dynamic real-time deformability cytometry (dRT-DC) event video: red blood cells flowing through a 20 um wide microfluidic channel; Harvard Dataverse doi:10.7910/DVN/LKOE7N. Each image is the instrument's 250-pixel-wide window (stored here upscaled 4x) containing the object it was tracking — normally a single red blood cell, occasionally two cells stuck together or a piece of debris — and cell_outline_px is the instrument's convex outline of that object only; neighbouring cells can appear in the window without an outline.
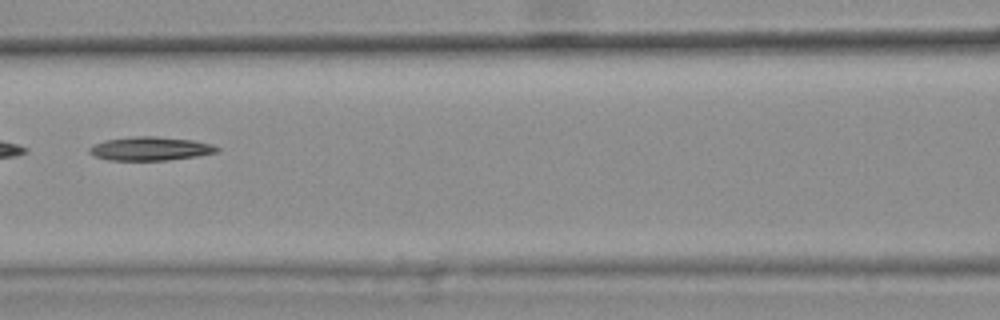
{"species": "common noctule bat (a hibernating species)", "species_latin": "Nyctalus noctula", "temperature_condition": "warm", "stored_images_in_passage": 6, "camera_frame_rate_fps": 3000, "um_per_image_px": 0.085, "animal": {"sex": "female", "body_mass_g": 25.1}, "frame": {"image": 1, "passage_image": 6, "time_ms": 1.667, "image_size_px": [1000, 320], "cell_outline_px": [[220, 152], [196, 156], [168, 160], [108, 160], [96, 156], [88, 152], [88, 148], [92, 144], [104, 140], [132, 136], [156, 136], [192, 140], [212, 144], [220, 148]], "centroid_in_image_um": [12.77, 12.63], "position_along_channel_um": 153.8, "area_um2": 17.74}}